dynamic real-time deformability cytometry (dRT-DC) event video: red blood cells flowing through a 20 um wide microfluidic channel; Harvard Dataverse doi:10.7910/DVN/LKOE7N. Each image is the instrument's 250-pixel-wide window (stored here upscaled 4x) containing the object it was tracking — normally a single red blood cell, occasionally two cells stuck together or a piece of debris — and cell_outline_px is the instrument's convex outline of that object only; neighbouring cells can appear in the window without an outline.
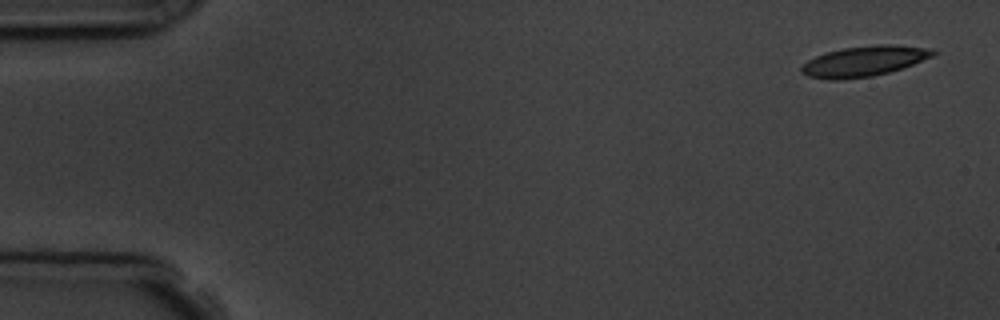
{"species": "common noctule bat (a hibernating species)", "species_latin": "Nyctalus noctula", "temperature_condition": "room temperature", "stored_images_in_passage": 10, "camera_frame_rate_fps": 3000, "um_per_image_px": 0.085, "animal": {"sex": "male", "body_mass_g": 19.5, "forearm_length_mm": 54.6}, "frame": {"image": 1, "passage_image": 1, "time_ms": 0.0, "image_size_px": [1000, 320], "cell_outline_px": [[936, 52], [932, 56], [912, 64], [888, 72], [872, 76], [840, 80], [828, 80], [808, 76], [800, 72], [800, 68], [808, 60], [824, 52], [844, 48], [876, 44], [892, 44], [936, 48]], "centroid_in_image_um": [73.44, 5.19], "position_along_channel_um": 11.6, "area_um2": 23.35}}
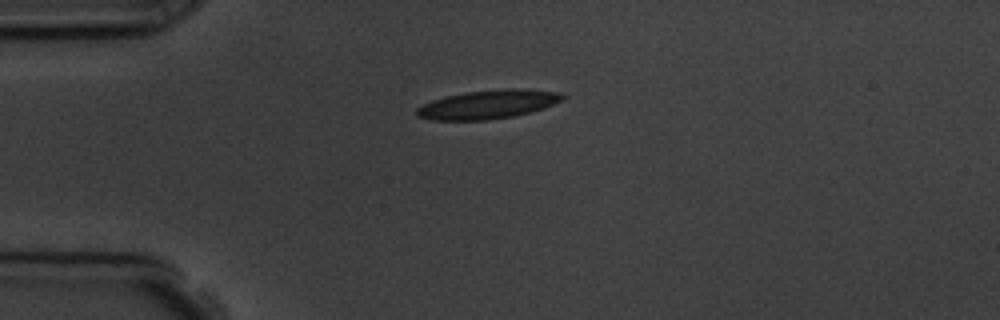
{"frame": {"image": 2, "passage_image": 4, "time_ms": 3.667, "image_size_px": [1000, 320], "cell_outline_px": [[568, 96], [552, 104], [528, 112], [512, 116], [484, 120], [432, 120], [416, 116], [416, 108], [432, 100], [444, 96], [468, 92], [504, 88], [528, 88], [556, 92]], "centroid_in_image_um": [41.44, 8.86], "position_along_channel_um": 43.6, "area_um2": 24.22}}
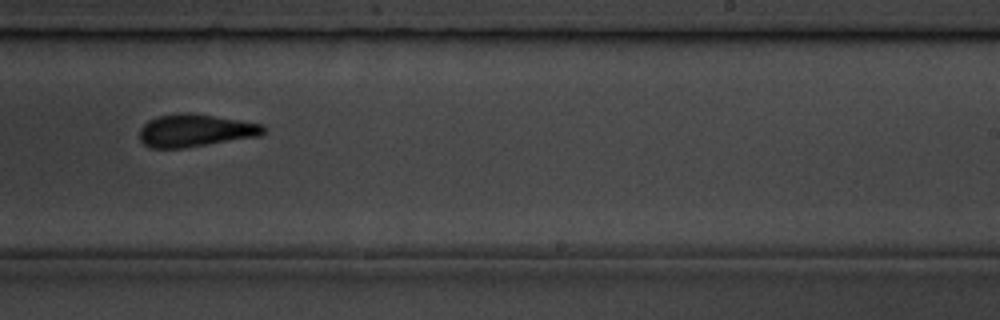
{"frame": {"image": 3, "passage_image": 10, "time_ms": 10.333, "image_size_px": [1000, 320], "cell_outline_px": [[268, 132], [260, 136], [184, 148], [152, 148], [144, 144], [140, 140], [140, 128], [148, 120], [156, 116], [180, 112], [188, 112], [264, 124], [268, 128]], "centroid_in_image_um": [16.63, 11.09], "position_along_channel_um": 272.4, "area_um2": 23.81}}